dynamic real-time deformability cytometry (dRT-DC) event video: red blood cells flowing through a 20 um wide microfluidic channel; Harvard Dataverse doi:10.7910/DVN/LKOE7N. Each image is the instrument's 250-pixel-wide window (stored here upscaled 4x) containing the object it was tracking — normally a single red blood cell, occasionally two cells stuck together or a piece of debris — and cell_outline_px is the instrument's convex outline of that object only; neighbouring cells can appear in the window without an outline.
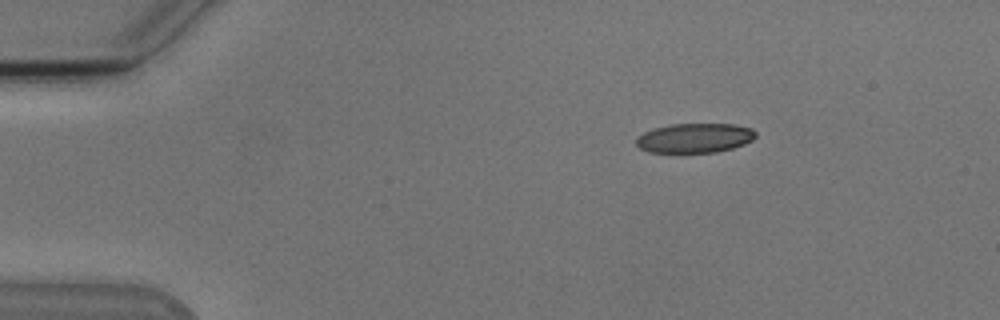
{"species": "Egyptian fruit bat (a non-hibernating species)", "species_latin": "Rousettus aegyptiacus", "temperature_condition": "cold", "stored_images_in_passage": 4, "camera_frame_rate_fps": 3000, "um_per_image_px": 0.085, "animal": {"sex": "male"}, "frame": {"image": 1, "passage_image": 1, "time_ms": 0.0, "image_size_px": [1000, 320], "cell_outline_px": [[756, 136], [752, 140], [744, 144], [732, 148], [716, 152], [648, 152], [640, 148], [636, 144], [636, 136], [652, 128], [672, 124], [732, 124], [752, 128], [756, 132]], "centroid_in_image_um": [59.03, 11.72], "position_along_channel_um": 26.0, "area_um2": 20.58}}